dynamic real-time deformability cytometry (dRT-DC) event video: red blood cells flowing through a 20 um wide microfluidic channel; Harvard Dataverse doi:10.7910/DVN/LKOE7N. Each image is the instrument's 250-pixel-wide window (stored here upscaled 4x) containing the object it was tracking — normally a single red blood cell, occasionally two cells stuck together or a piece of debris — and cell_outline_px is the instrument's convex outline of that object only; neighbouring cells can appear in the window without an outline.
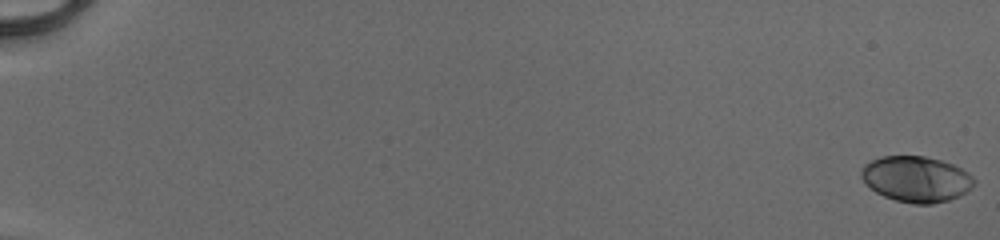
{"species": "human", "species_latin": "Homo sapiens", "temperature_condition": "cold", "stored_images_in_passage": 53, "camera_frame_rate_fps": 3000, "um_per_image_px": 0.085, "donor": {"sex": "male"}, "frame": {"image": 1, "passage_image": 1, "time_ms": 0.0, "image_size_px": [1000, 240], "cell_outline_px": [[976, 180], [972, 188], [960, 196], [948, 200], [932, 204], [912, 204], [896, 200], [884, 196], [876, 192], [860, 176], [860, 172], [864, 164], [880, 156], [924, 156], [940, 160], [952, 164], [968, 172]], "centroid_in_image_um": [77.89, 15.22], "position_along_channel_um": 7.1, "area_um2": 30.11}}
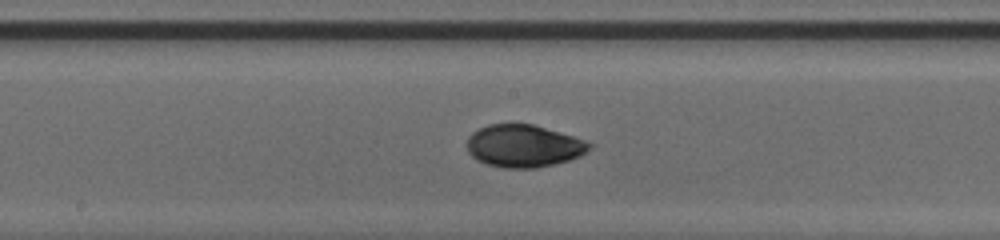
{"frame": {"image": 2, "passage_image": 31, "time_ms": 10.0, "image_size_px": [1000, 240], "cell_outline_px": [[592, 148], [588, 152], [580, 156], [568, 160], [536, 168], [504, 168], [488, 164], [476, 160], [468, 152], [468, 136], [472, 132], [488, 124], [532, 124], [572, 136], [584, 140], [592, 144]], "centroid_in_image_um": [44.51, 12.41], "position_along_channel_um": 203.7, "area_um2": 30.11}}
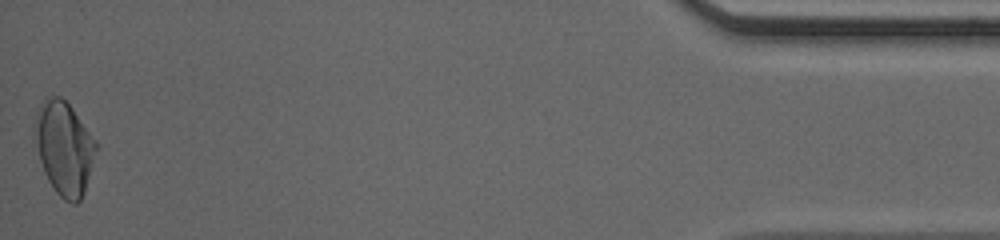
{"frame": {"image": 3, "passage_image": 53, "time_ms": 17.333, "image_size_px": [1000, 240], "cell_outline_px": [[100, 144], [84, 192], [80, 200], [76, 204], [72, 204], [64, 200], [56, 192], [48, 180], [44, 172], [40, 160], [32, 124], [36, 112], [44, 96], [60, 96], [72, 108]], "centroid_in_image_um": [5.47, 12.56], "position_along_channel_um": 429.7, "area_um2": 33.81}, "authors_computed_cell_mechanics": {"area_um2": 30.1138, "velocity_mm_per_s": 4.1365, "shape_relaxation_time_tau1_ms": 3.2933, "shape_relaxation_time_tau2_ms": 1.1717, "deformation_change_tau1": 0.1395, "deformation_change_tau2": 0.0372}}